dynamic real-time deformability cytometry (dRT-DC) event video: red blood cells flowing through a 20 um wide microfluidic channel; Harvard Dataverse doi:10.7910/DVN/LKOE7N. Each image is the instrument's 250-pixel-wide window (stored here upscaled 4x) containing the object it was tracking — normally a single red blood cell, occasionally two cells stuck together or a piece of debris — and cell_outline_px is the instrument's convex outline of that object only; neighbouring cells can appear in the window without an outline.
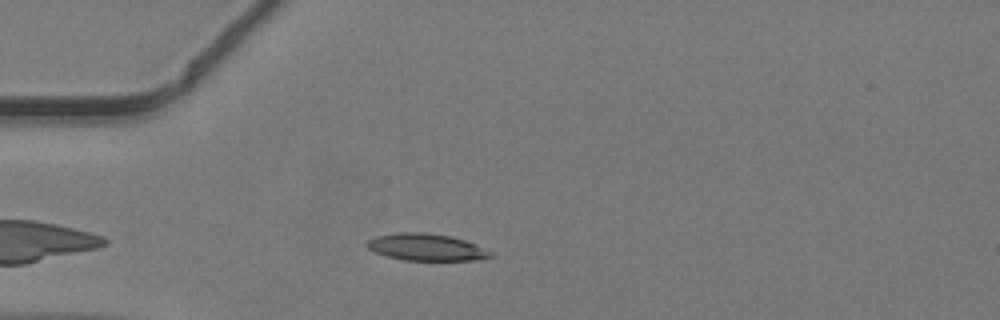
{"species": "common noctule bat (a hibernating species)", "species_latin": "Nyctalus noctula", "temperature_condition": "warm", "stored_images_in_passage": 31, "camera_frame_rate_fps": 3000, "um_per_image_px": 0.085, "animal": {"sex": "male", "body_mass_g": 19.2, "forearm_length_mm": 51.8}, "frame": {"image": 1, "passage_image": 2, "time_ms": 0.333, "image_size_px": [1000, 320], "cell_outline_px": [[496, 256], [480, 260], [404, 260], [388, 256], [376, 252], [368, 248], [364, 244], [368, 240], [376, 236], [400, 232], [424, 232], [452, 236], [464, 240], [492, 252]], "centroid_in_image_um": [36.25, 21.01], "position_along_channel_um": 48.7, "area_um2": 19.36}}
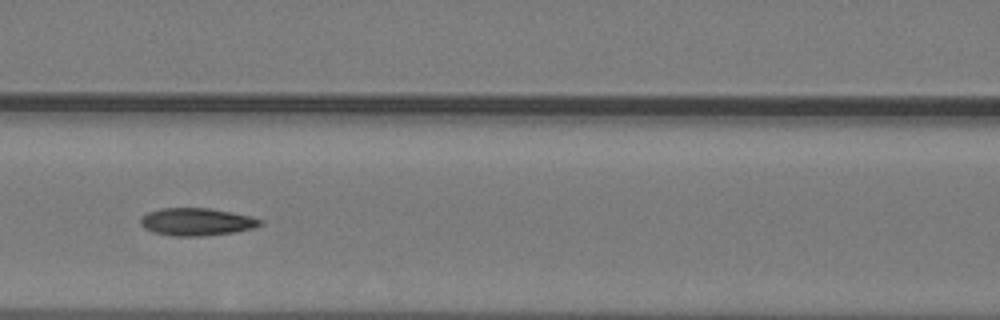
{"frame": {"image": 2, "passage_image": 10, "time_ms": 3.0, "image_size_px": [1000, 320], "cell_outline_px": [[264, 224], [252, 228], [236, 232], [200, 236], [172, 236], [152, 232], [144, 228], [140, 224], [140, 216], [148, 212], [160, 208], [208, 208], [232, 212], [252, 216], [264, 220]], "centroid_in_image_um": [16.71, 18.85], "position_along_channel_um": 149.9, "area_um2": 19.48}}
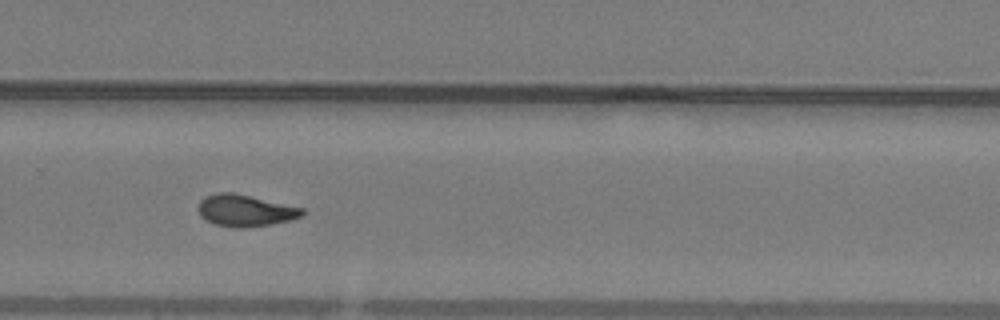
{"frame": {"image": 3, "passage_image": 21, "time_ms": 6.667, "image_size_px": [1000, 320], "cell_outline_px": [[308, 212], [304, 216], [288, 220], [268, 224], [244, 228], [236, 228], [216, 224], [204, 220], [200, 216], [200, 200], [204, 196], [216, 192], [232, 192], [304, 208]], "centroid_in_image_um": [20.86, 17.89], "position_along_channel_um": 308.9, "area_um2": 19.19}}